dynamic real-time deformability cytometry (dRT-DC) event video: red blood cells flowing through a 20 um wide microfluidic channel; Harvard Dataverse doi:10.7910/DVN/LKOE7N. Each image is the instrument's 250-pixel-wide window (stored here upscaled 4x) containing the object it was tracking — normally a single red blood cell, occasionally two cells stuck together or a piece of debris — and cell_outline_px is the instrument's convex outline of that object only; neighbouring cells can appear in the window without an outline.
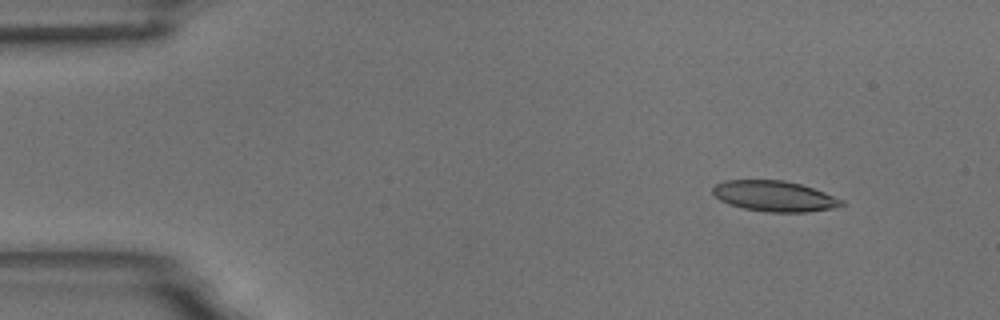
{"species": "common noctule bat (a hibernating species)", "species_latin": "Nyctalus noctula", "temperature_condition": "room temperature", "stored_images_in_passage": 3, "camera_frame_rate_fps": 3000, "um_per_image_px": 0.085, "animal": {"sex": "male", "body_mass_g": 18.8}, "frame": {"image": 1, "passage_image": 1, "time_ms": 0.0, "image_size_px": [1000, 320], "cell_outline_px": [[844, 204], [832, 208], [808, 212], [768, 212], [744, 208], [728, 204], [720, 200], [712, 192], [712, 188], [716, 184], [724, 180], [784, 180], [800, 184], [824, 192], [844, 200]], "centroid_in_image_um": [65.81, 16.67], "position_along_channel_um": 19.2, "area_um2": 22.89}}